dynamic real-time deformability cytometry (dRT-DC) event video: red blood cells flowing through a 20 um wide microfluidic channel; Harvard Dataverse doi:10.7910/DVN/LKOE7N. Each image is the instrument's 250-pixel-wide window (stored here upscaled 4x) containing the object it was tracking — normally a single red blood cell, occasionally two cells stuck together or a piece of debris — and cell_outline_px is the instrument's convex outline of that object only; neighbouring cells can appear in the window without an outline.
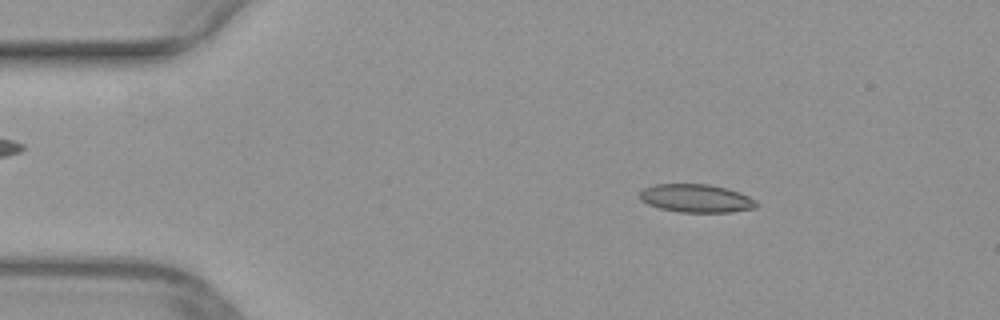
{"species": "common noctule bat (a hibernating species)", "species_latin": "Nyctalus noctula", "temperature_condition": "warm", "stored_images_in_passage": 49, "camera_frame_rate_fps": 3000, "um_per_image_px": 0.085, "animal": {"sex": "female", "body_mass_g": 29.2, "forearm_length_mm": 56.3}, "frame": {"image": 1, "passage_image": 7, "time_ms": 2.0, "image_size_px": [1000, 320], "cell_outline_px": [[760, 204], [756, 208], [732, 212], [680, 212], [660, 208], [648, 204], [640, 200], [640, 192], [644, 188], [656, 184], [708, 184], [728, 188], [740, 192], [756, 200]], "centroid_in_image_um": [59.22, 16.86], "position_along_channel_um": 25.8, "area_um2": 19.31}}
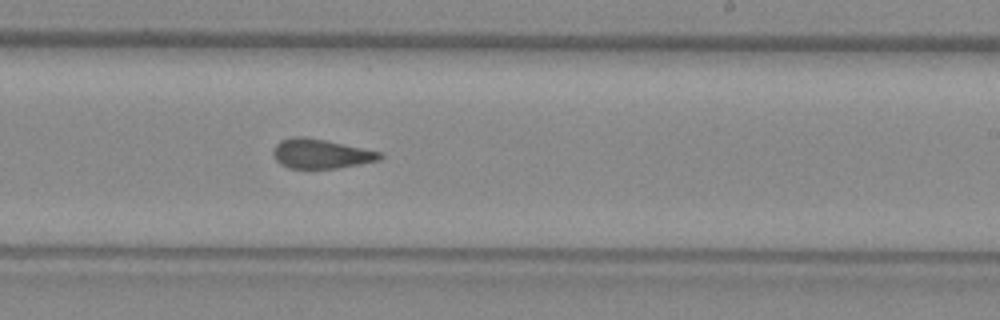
{"frame": {"image": 2, "passage_image": 29, "time_ms": 9.333, "image_size_px": [1000, 320], "cell_outline_px": [[384, 156], [380, 160], [360, 164], [336, 168], [288, 168], [280, 164], [272, 156], [272, 148], [280, 140], [292, 136], [300, 136], [324, 140], [380, 152]], "centroid_in_image_um": [27.21, 13.07], "position_along_channel_um": 261.8, "area_um2": 18.26}}
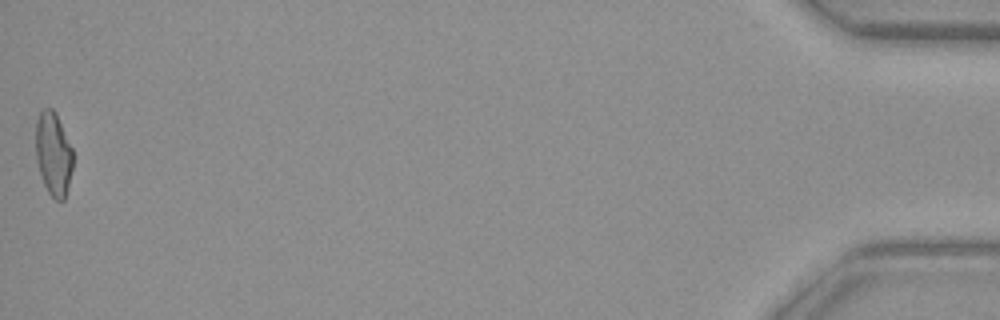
{"frame": {"image": 3, "passage_image": 49, "time_ms": 16.0, "image_size_px": [1000, 320], "cell_outline_px": [[72, 168], [68, 188], [64, 200], [56, 200], [48, 192], [44, 184], [36, 160], [36, 120], [40, 112], [44, 108], [52, 108], [56, 112], [72, 148]], "centroid_in_image_um": [4.53, 13.06], "position_along_channel_um": 430.7, "area_um2": 18.03}}